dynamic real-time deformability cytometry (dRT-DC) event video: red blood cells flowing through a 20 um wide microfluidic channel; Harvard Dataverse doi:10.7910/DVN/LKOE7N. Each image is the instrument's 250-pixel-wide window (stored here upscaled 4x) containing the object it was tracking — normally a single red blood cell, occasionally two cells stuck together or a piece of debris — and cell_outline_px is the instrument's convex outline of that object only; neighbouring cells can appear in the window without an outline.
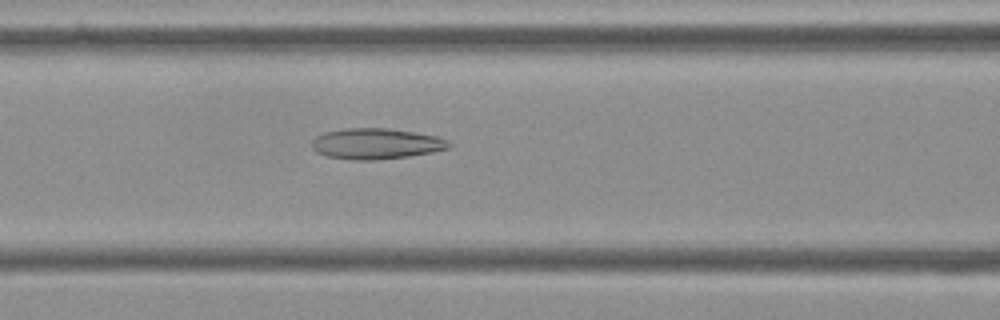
{"species": "Egyptian fruit bat (a non-hibernating species)", "species_latin": "Rousettus aegyptiacus", "temperature_condition": "cold", "stored_images_in_passage": 56, "camera_frame_rate_fps": 3000, "um_per_image_px": 0.085, "frame": {"image": 1, "passage_image": 23, "time_ms": 7.333, "image_size_px": [1000, 320], "cell_outline_px": [[452, 148], [432, 152], [408, 156], [376, 160], [352, 160], [328, 156], [316, 152], [312, 148], [312, 140], [316, 136], [324, 132], [344, 128], [388, 128], [436, 136], [448, 140], [452, 144]], "centroid_in_image_um": [31.97, 12.21], "position_along_channel_um": 134.6, "area_um2": 24.68}}
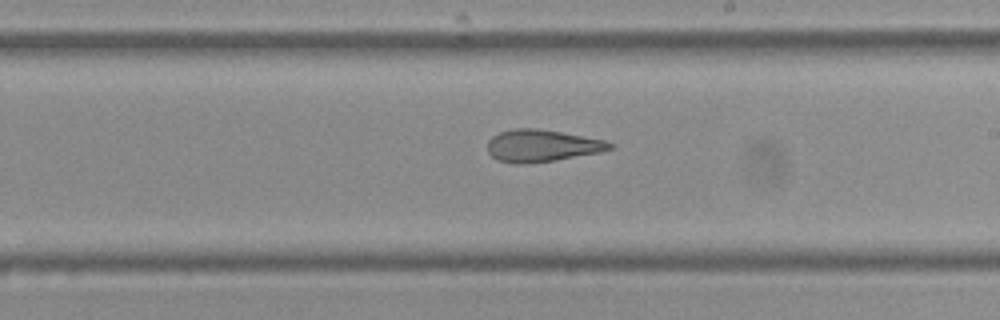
{"frame": {"image": 2, "passage_image": 32, "time_ms": 10.333, "image_size_px": [1000, 320], "cell_outline_px": [[616, 144], [612, 148], [600, 152], [552, 160], [524, 164], [516, 164], [496, 160], [488, 152], [488, 140], [492, 136], [500, 132], [512, 128], [536, 128], [560, 132], [604, 140]], "centroid_in_image_um": [46.02, 12.38], "position_along_channel_um": 243.0, "area_um2": 22.72}}
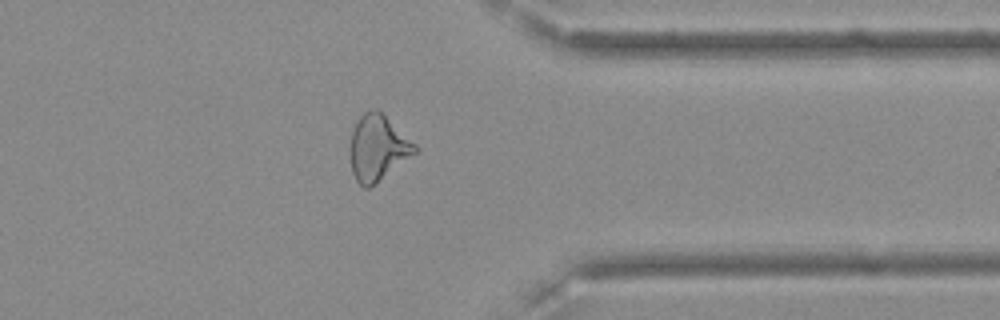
{"frame": {"image": 3, "passage_image": 44, "time_ms": 14.333, "image_size_px": [1000, 320], "cell_outline_px": [[420, 148], [416, 152], [368, 188], [364, 188], [356, 180], [352, 172], [348, 148], [352, 132], [360, 116], [364, 112], [372, 108], [376, 108], [416, 144]], "centroid_in_image_um": [32.07, 12.55], "position_along_channel_um": 379.3, "area_um2": 24.45}, "authors_computed_cell_mechanics": {"area_um2": 26.299, "velocity_mm_per_s": 3.612, "shape_relaxation_time_tau1_ms": null, "shape_relaxation_time_tau2_ms": 3.2849, "deformation_change_tau1": null, "deformation_change_tau2": 0.1363}}